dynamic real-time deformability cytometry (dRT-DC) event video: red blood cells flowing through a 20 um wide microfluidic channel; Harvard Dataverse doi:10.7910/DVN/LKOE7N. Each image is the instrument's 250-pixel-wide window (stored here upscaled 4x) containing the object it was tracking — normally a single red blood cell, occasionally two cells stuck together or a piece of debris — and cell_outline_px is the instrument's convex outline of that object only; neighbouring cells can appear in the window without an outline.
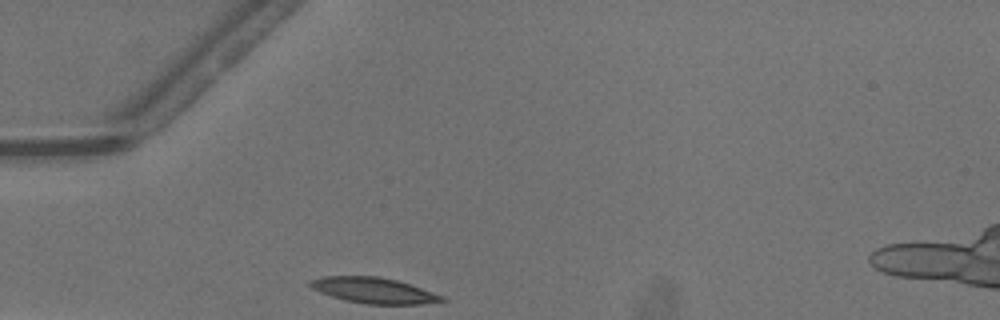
{"species": "common noctule bat (a hibernating species)", "species_latin": "Nyctalus noctula", "temperature_condition": "warm", "stored_images_in_passage": 22, "camera_frame_rate_fps": 3000, "um_per_image_px": 0.085, "animal": {"sex": "male", "body_mass_g": 13.3}, "frame": {"image": 1, "passage_image": 1, "time_ms": 0.0, "image_size_px": [1000, 320], "cell_outline_px": [[448, 300], [424, 304], [368, 304], [348, 300], [332, 296], [320, 292], [312, 288], [308, 284], [308, 280], [324, 276], [376, 276], [396, 280], [444, 296]], "centroid_in_image_um": [31.76, 24.68], "position_along_channel_um": 53.2, "area_um2": 19.48}}
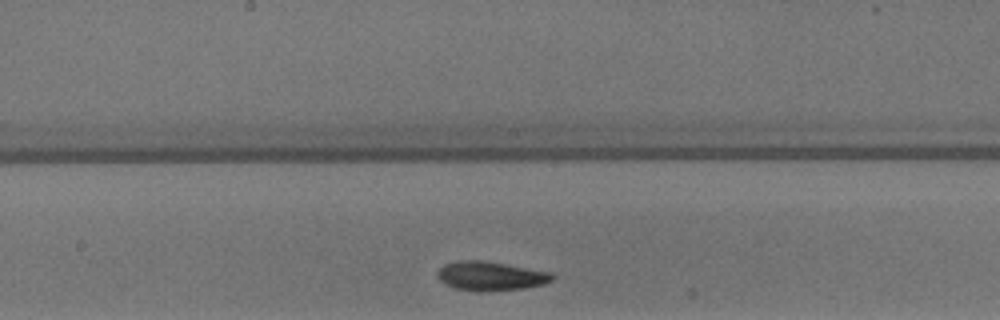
{"frame": {"image": 2, "passage_image": 13, "time_ms": 4.0, "image_size_px": [1000, 320], "cell_outline_px": [[556, 276], [552, 280], [544, 284], [524, 288], [488, 292], [480, 292], [456, 288], [444, 284], [436, 276], [436, 272], [444, 264], [456, 260], [484, 260], [552, 272]], "centroid_in_image_um": [41.69, 23.46], "position_along_channel_um": 206.5, "area_um2": 19.83}}
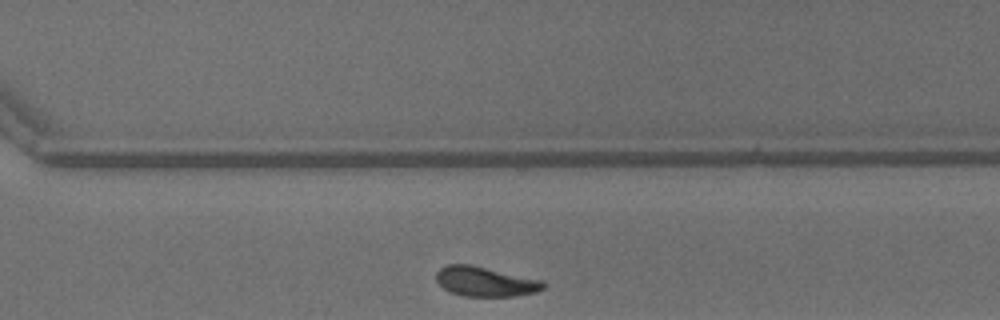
{"frame": {"image": 3, "passage_image": 22, "time_ms": 7.0, "image_size_px": [1000, 320], "cell_outline_px": [[544, 288], [536, 292], [516, 296], [464, 296], [452, 292], [444, 288], [436, 280], [436, 272], [440, 268], [448, 264], [468, 264], [544, 280]], "centroid_in_image_um": [41.26, 23.93], "position_along_channel_um": 329.3, "area_um2": 18.44}}